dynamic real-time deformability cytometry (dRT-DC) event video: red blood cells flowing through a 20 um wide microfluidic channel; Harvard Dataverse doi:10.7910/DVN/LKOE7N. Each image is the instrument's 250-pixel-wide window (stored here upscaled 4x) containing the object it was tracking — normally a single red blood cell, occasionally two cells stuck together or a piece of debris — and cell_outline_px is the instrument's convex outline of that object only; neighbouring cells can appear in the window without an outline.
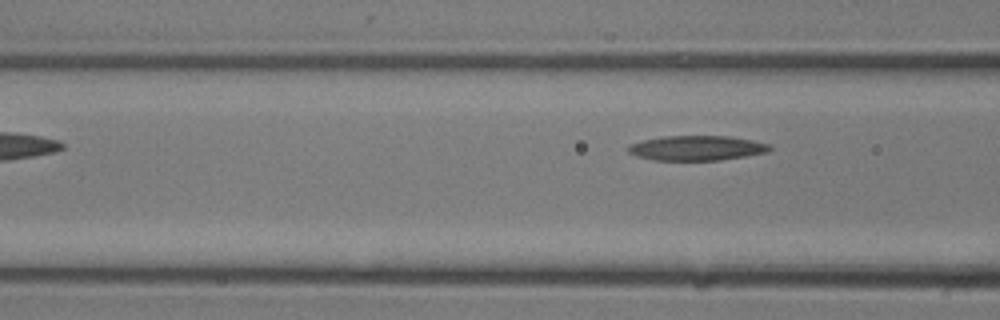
{"species": "common noctule bat (a hibernating species)", "species_latin": "Nyctalus noctula", "temperature_condition": "room temperature", "stored_images_in_passage": 9, "segment_of_instrument_passage": [2, 2], "camera_frame_rate_fps": 3000, "um_per_image_px": 0.085, "animal": {"sex": "male", "body_mass_g": 13.3}, "frame": {"image": 1, "passage_image": 9, "time_ms": 2.667, "image_size_px": [1000, 320], "cell_outline_px": [[772, 148], [768, 152], [720, 160], [652, 160], [636, 156], [628, 152], [628, 144], [644, 140], [664, 136], [728, 136], [752, 140], [768, 144]], "centroid_in_image_um": [59.19, 12.58], "position_along_channel_um": 107.4, "area_um2": 20.4}}